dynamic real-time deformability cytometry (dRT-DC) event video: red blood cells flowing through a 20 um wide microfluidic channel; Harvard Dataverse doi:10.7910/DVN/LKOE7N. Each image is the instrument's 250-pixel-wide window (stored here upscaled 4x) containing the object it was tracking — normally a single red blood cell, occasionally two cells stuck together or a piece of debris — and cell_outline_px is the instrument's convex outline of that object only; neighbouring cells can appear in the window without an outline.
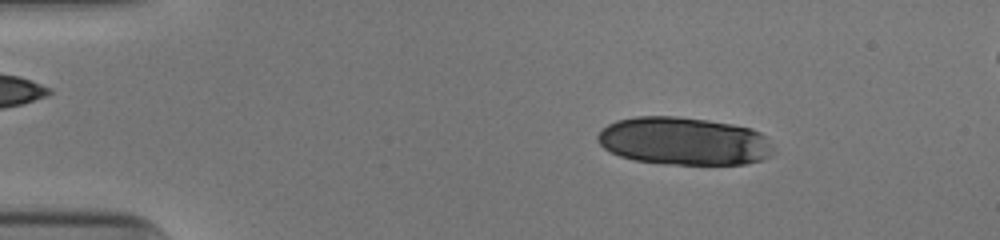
{"species": "human", "species_latin": "Homo sapiens", "temperature_condition": "cold", "stored_images_in_passage": 51, "segment_of_instrument_passage": [1, 2], "camera_frame_rate_fps": 3000, "um_per_image_px": 0.085, "donor": {"sex": "male"}, "frame": {"image": 1, "passage_image": 8, "time_ms": 2.333, "image_size_px": [1000, 240], "cell_outline_px": [[776, 152], [772, 156], [764, 160], [744, 164], [664, 164], [632, 160], [620, 156], [604, 148], [596, 140], [596, 136], [608, 124], [616, 120], [636, 116], [676, 116], [708, 120], [732, 124], [752, 128], [760, 132], [776, 148]], "centroid_in_image_um": [58.17, 12.0], "position_along_channel_um": 26.8, "area_um2": 49.59}}